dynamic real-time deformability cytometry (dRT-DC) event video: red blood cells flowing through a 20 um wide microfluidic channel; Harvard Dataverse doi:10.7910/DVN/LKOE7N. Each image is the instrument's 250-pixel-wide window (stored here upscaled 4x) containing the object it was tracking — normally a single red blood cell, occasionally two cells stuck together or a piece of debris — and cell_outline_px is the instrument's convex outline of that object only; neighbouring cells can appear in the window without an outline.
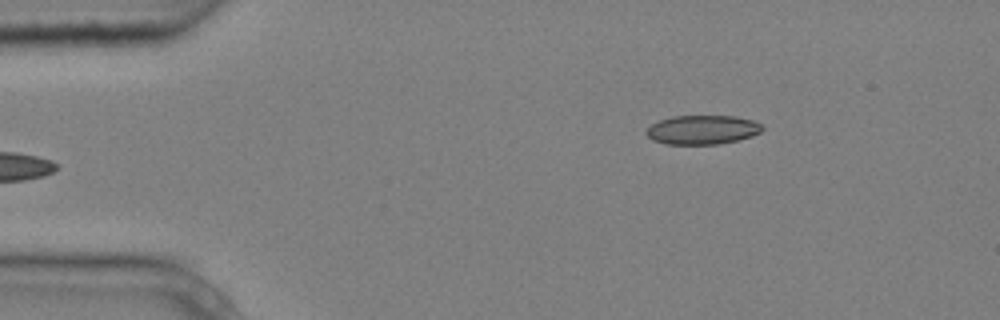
{"species": "common noctule bat (a hibernating species)", "species_latin": "Nyctalus noctula", "temperature_condition": "cold", "stored_images_in_passage": 3, "camera_frame_rate_fps": 3000, "um_per_image_px": 0.085, "animal": {"sex": "male", "body_mass_g": 20.4}, "frame": {"image": 1, "passage_image": 3, "time_ms": 0.667, "image_size_px": [1000, 320], "cell_outline_px": [[764, 128], [760, 132], [752, 136], [720, 144], [664, 144], [652, 140], [644, 132], [652, 124], [660, 120], [672, 116], [736, 116], [752, 120], [760, 124]], "centroid_in_image_um": [59.69, 11.03], "position_along_channel_um": 25.3, "area_um2": 19.65}}